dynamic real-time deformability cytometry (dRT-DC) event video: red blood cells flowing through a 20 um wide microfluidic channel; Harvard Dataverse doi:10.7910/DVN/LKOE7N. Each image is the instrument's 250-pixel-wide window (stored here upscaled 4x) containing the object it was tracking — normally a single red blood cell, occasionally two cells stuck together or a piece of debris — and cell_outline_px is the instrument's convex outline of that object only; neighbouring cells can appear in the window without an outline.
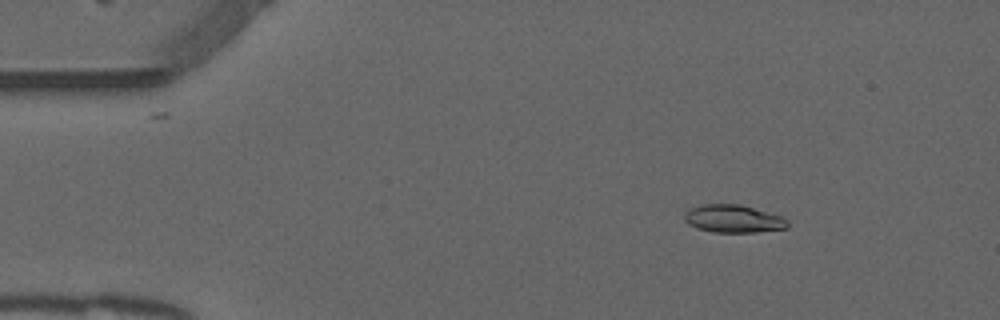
{"species": "common noctule bat (a hibernating species)", "species_latin": "Nyctalus noctula", "temperature_condition": "warm", "stored_images_in_passage": 47, "camera_frame_rate_fps": 3000, "um_per_image_px": 0.085, "animal": {"sex": "male", "forearm_length_mm": 52.5}, "frame": {"image": 1, "passage_image": 1, "time_ms": 0.0, "image_size_px": [1000, 320], "cell_outline_px": [[788, 228], [756, 232], [712, 232], [696, 228], [688, 224], [684, 220], [684, 212], [692, 208], [704, 204], [740, 204], [780, 216], [788, 220]], "centroid_in_image_um": [62.31, 18.6], "position_along_channel_um": 22.7, "area_um2": 16.65}}
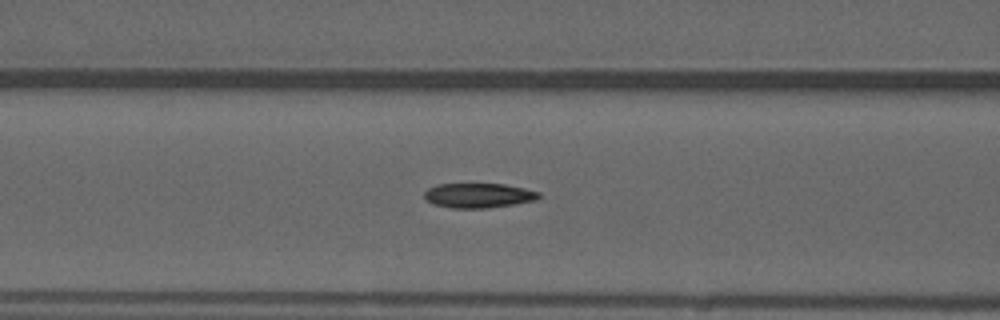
{"frame": {"image": 2, "passage_image": 15, "time_ms": 4.667, "image_size_px": [1000, 320], "cell_outline_px": [[544, 196], [536, 200], [516, 204], [488, 208], [452, 208], [432, 204], [424, 200], [424, 192], [428, 188], [436, 184], [504, 184], [524, 188], [540, 192]], "centroid_in_image_um": [40.68, 16.62], "position_along_channel_um": 125.9, "area_um2": 16.76}}
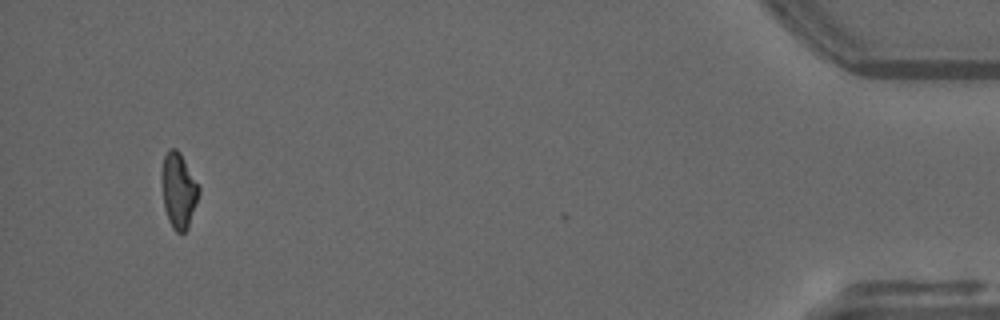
{"frame": {"image": 3, "passage_image": 44, "time_ms": 14.333, "image_size_px": [1000, 320], "cell_outline_px": [[200, 192], [188, 228], [184, 232], [176, 232], [172, 228], [168, 220], [164, 208], [160, 180], [160, 172], [164, 156], [168, 148], [176, 148], [180, 152], [200, 188]], "centroid_in_image_um": [15.15, 16.17], "position_along_channel_um": 420.1, "area_um2": 16.59}, "authors_computed_cell_mechanics": {"area_um2": 16.8198, "velocity_mm_per_s": 3.8719, "shape_relaxation_time_tau1_ms": 7.3967, "shape_relaxation_time_tau2_ms": 3.8177, "deformation_change_tau1": 0.2175, "deformation_change_tau2": 0.0911}}